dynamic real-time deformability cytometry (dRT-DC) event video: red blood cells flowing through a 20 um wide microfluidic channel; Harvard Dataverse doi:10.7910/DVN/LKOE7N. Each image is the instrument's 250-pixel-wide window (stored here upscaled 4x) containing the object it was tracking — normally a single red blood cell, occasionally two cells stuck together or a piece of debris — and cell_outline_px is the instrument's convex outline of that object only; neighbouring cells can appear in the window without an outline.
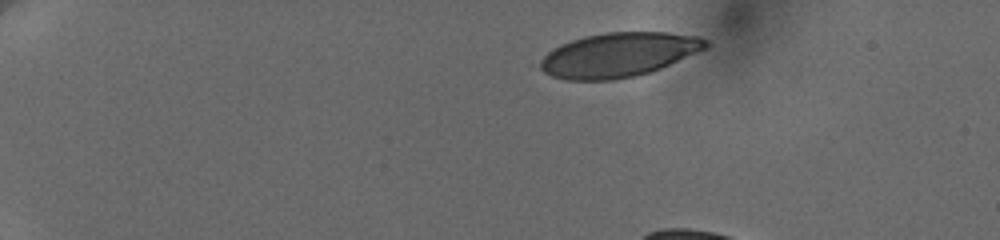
{"species": "human", "species_latin": "Homo sapiens", "temperature_condition": "cold", "stored_images_in_passage": 5, "camera_frame_rate_fps": 3000, "um_per_image_px": 0.085, "donor": {"sex": "female"}, "frame": {"image": 1, "passage_image": 1, "time_ms": 0.0, "image_size_px": [1000, 240], "cell_outline_px": [[708, 44], [704, 48], [660, 68], [636, 76], [616, 80], [568, 80], [552, 76], [544, 72], [540, 68], [540, 60], [552, 48], [560, 44], [584, 36], [604, 32], [668, 32], [700, 36]], "centroid_in_image_um": [52.52, 4.65], "position_along_channel_um": 32.5, "area_um2": 42.43}}